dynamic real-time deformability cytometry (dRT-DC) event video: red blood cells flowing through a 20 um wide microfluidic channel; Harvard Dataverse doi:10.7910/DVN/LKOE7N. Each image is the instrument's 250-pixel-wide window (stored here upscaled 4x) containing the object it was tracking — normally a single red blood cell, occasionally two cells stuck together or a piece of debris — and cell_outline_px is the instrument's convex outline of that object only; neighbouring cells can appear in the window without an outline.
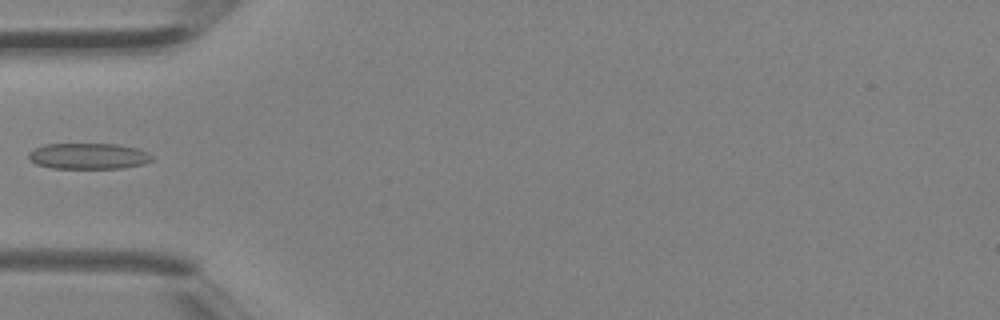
{"species": "Egyptian fruit bat (a non-hibernating species)", "species_latin": "Rousettus aegyptiacus", "temperature_condition": "room temperature", "stored_images_in_passage": 3, "camera_frame_rate_fps": 3000, "um_per_image_px": 0.085, "animal": {"sex": "female"}, "frame": {"image": 1, "passage_image": 3, "time_ms": 0.667, "image_size_px": [1000, 320], "cell_outline_px": [[156, 156], [152, 160], [144, 164], [124, 168], [52, 168], [36, 164], [28, 160], [28, 152], [44, 144], [116, 144], [136, 148], [148, 152]], "centroid_in_image_um": [7.54, 13.27], "position_along_channel_um": 77.5, "area_um2": 18.84}}